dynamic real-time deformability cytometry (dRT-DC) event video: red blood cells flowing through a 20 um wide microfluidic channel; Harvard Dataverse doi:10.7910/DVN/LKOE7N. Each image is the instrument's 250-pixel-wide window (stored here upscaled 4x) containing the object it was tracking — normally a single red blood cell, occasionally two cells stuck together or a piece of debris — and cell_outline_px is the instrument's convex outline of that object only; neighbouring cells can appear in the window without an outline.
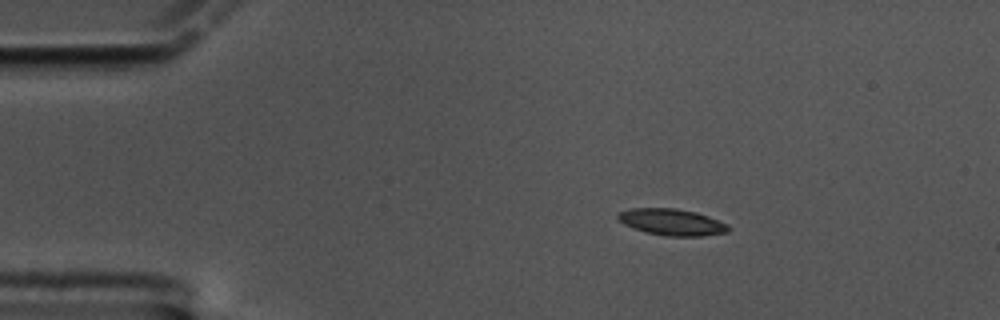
{"species": "common noctule bat (a hibernating species)", "species_latin": "Nyctalus noctula", "temperature_condition": "cold", "stored_images_in_passage": 51, "camera_frame_rate_fps": 3000, "um_per_image_px": 0.085, "animal": {"sex": "male", "body_mass_g": 17.5, "forearm_length_mm": 52.3}, "frame": {"image": 1, "passage_image": 1, "time_ms": 0.0, "image_size_px": [1000, 320], "cell_outline_px": [[732, 228], [728, 232], [704, 236], [664, 236], [648, 232], [624, 224], [616, 216], [620, 212], [632, 208], [676, 208], [696, 212], [708, 216], [728, 224]], "centroid_in_image_um": [57.17, 18.88], "position_along_channel_um": 27.8, "area_um2": 16.99}}
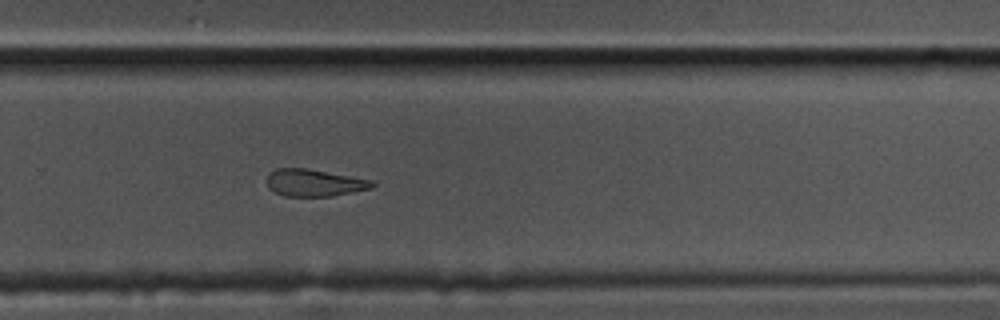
{"frame": {"image": 2, "passage_image": 31, "time_ms": 10.0, "image_size_px": [1000, 320], "cell_outline_px": [[376, 184], [372, 188], [332, 196], [284, 196], [268, 188], [268, 172], [276, 168], [308, 168], [372, 180]], "centroid_in_image_um": [26.71, 15.53], "position_along_channel_um": 303.1, "area_um2": 16.65}}
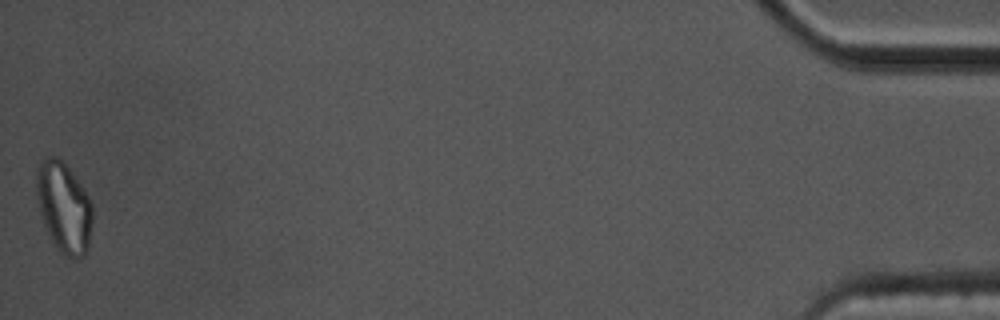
{"frame": {"image": 3, "passage_image": 51, "time_ms": 16.667, "image_size_px": [1000, 320], "cell_outline_px": [[92, 224], [88, 252], [84, 256], [72, 260], [60, 252], [56, 248], [44, 224], [40, 212], [36, 196], [36, 168], [40, 160], [44, 156], [56, 156], [72, 172], [84, 188], [92, 204]], "centroid_in_image_um": [5.43, 17.63], "position_along_channel_um": 429.8, "area_um2": 29.94}, "authors_computed_cell_mechanics": {"area_um2": 17.8602, "velocity_mm_per_s": 3.329, "shape_relaxation_time_tau1_ms": 4.6444, "shape_relaxation_time_tau2_ms": 9.5228, "deformation_change_tau1": 0.1885, "deformation_change_tau2": 0.1984}}